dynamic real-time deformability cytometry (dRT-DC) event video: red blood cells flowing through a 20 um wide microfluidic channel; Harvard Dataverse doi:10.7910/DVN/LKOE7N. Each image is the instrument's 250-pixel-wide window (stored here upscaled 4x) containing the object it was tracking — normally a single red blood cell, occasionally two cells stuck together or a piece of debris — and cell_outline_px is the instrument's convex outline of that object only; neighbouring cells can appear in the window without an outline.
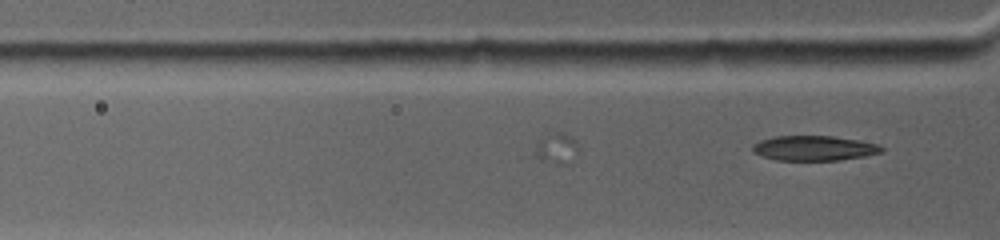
{"species": "common noctule bat (a hibernating species)", "species_latin": "Nyctalus noctula", "temperature_condition": "warm", "stored_images_in_passage": 9, "camera_frame_rate_fps": 4500, "um_per_image_px": 0.085, "animal": {"sex": "female", "body_mass_g": 19.0, "forearm_length_mm": 53.3}, "frame": {"image": 1, "passage_image": 9, "time_ms": 2.889, "image_size_px": [1000, 240], "cell_outline_px": [[884, 152], [864, 156], [840, 160], [776, 160], [760, 156], [752, 152], [752, 144], [760, 140], [772, 136], [832, 136], [856, 140], [876, 144], [884, 148]], "centroid_in_image_um": [69.14, 12.6], "position_along_channel_um": 56.7, "area_um2": 18.79}}